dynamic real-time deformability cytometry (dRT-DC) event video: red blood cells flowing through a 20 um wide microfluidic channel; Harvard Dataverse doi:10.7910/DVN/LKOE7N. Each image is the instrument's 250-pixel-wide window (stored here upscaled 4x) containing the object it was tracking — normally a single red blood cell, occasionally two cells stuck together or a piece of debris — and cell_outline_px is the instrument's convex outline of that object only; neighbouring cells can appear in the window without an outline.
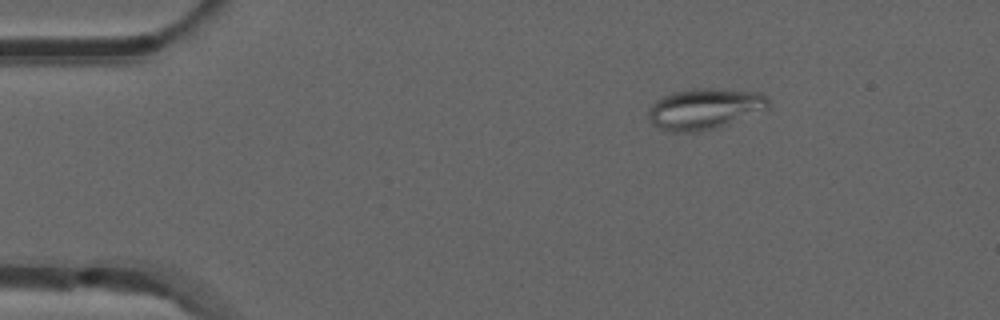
{"species": "common noctule bat (a hibernating species)", "species_latin": "Nyctalus noctula", "temperature_condition": "room temperature", "stored_images_in_passage": 5, "camera_frame_rate_fps": 3000, "um_per_image_px": 0.085, "animal": {"sex": "male", "forearm_length_mm": 52.5}, "frame": {"image": 1, "passage_image": 3, "time_ms": 0.667, "image_size_px": [1000, 320], "cell_outline_px": [[768, 108], [728, 124], [716, 128], [700, 132], [668, 132], [652, 124], [648, 120], [648, 108], [656, 100], [672, 92], [692, 88], [712, 88], [760, 92], [768, 100]], "centroid_in_image_um": [59.83, 9.25], "position_along_channel_um": 25.2, "area_um2": 28.73}}